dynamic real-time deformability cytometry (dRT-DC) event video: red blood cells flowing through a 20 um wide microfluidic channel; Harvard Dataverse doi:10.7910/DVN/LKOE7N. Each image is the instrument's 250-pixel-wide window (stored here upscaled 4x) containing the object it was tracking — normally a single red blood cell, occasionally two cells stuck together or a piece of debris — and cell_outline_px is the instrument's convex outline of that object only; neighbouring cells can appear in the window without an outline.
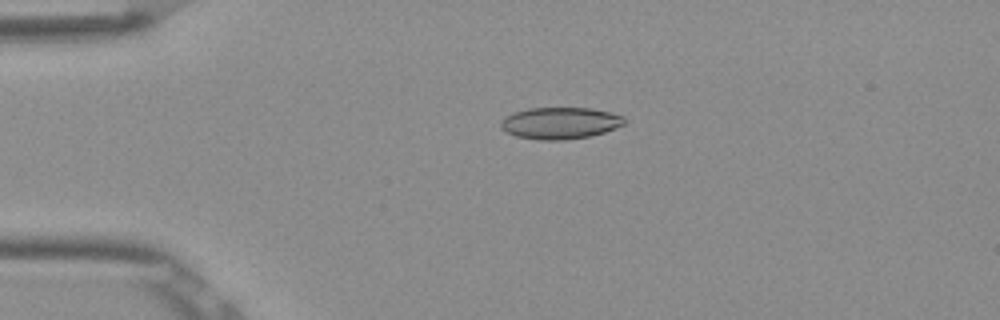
{"species": "Egyptian fruit bat (a non-hibernating species)", "species_latin": "Rousettus aegyptiacus", "temperature_condition": "room temperature", "stored_images_in_passage": 36, "camera_frame_rate_fps": 3000, "um_per_image_px": 0.085, "frame": {"image": 1, "passage_image": 3, "time_ms": 0.667, "image_size_px": [1000, 320], "cell_outline_px": [[624, 124], [616, 128], [604, 132], [588, 136], [564, 140], [540, 140], [516, 136], [500, 128], [500, 124], [512, 112], [528, 108], [592, 108], [612, 112], [624, 116]], "centroid_in_image_um": [47.63, 10.45], "position_along_channel_um": 37.4, "area_um2": 22.77}}
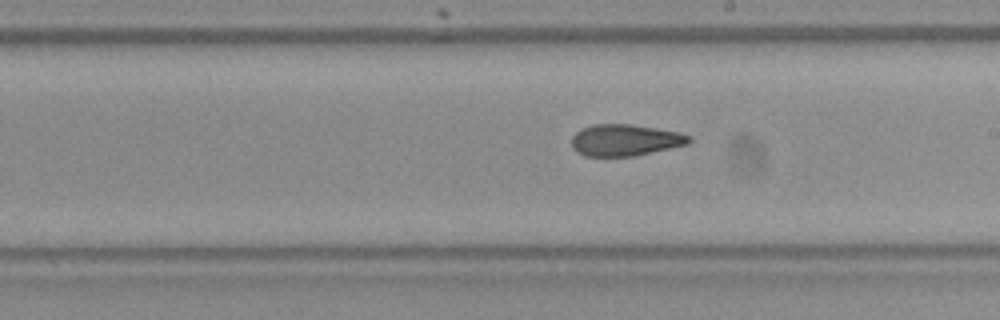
{"frame": {"image": 2, "passage_image": 21, "time_ms": 6.667, "image_size_px": [1000, 320], "cell_outline_px": [[692, 140], [688, 144], [636, 156], [584, 156], [576, 152], [572, 148], [572, 136], [580, 128], [592, 124], [632, 124], [680, 132], [688, 136]], "centroid_in_image_um": [53.1, 11.91], "position_along_channel_um": 235.9, "area_um2": 21.79}}
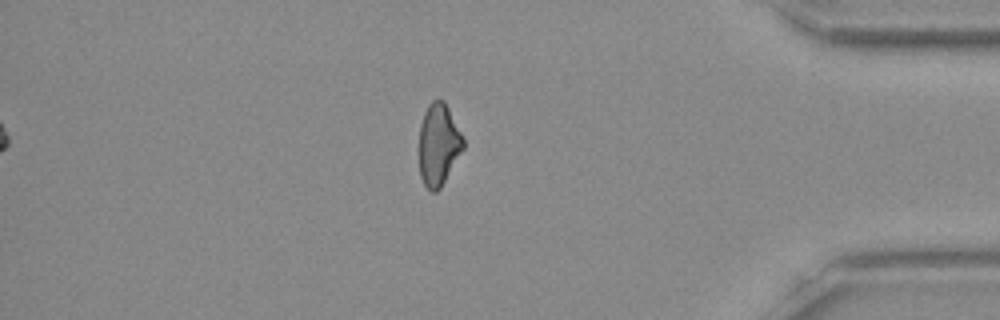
{"frame": {"image": 3, "passage_image": 36, "time_ms": 11.667, "image_size_px": [1000, 320], "cell_outline_px": [[464, 148], [440, 188], [436, 192], [432, 192], [424, 184], [420, 176], [420, 124], [424, 112], [428, 104], [432, 100], [444, 100], [464, 140]], "centroid_in_image_um": [37.27, 12.28], "position_along_channel_um": 397.9, "area_um2": 20.75}, "authors_computed_cell_mechanics": {"area_um2": 22.1663, "velocity_mm_per_s": 3.8921, "shape_relaxation_time_tau1_ms": null, "shape_relaxation_time_tau2_ms": 3.6357, "deformation_change_tau1": null, "deformation_change_tau2": 0.1117}}